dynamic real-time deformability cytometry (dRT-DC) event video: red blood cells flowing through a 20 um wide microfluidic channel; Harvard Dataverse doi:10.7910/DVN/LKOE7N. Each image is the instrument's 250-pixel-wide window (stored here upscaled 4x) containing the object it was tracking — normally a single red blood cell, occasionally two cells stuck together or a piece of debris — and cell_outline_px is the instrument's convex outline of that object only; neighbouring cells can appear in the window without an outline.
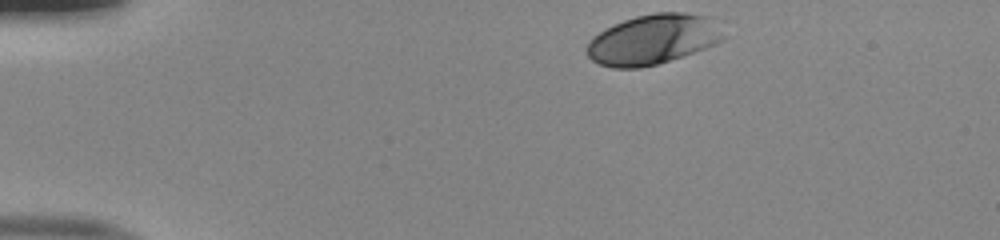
{"species": "human", "species_latin": "Homo sapiens", "temperature_condition": "room temperature", "stored_images_in_passage": 35, "camera_frame_rate_fps": 3000, "um_per_image_px": 0.085, "donor": {"sex": "male"}, "frame": {"image": 1, "passage_image": 1, "time_ms": 0.0, "image_size_px": [1000, 240], "cell_outline_px": [[728, 36], [724, 40], [716, 44], [656, 64], [640, 68], [612, 68], [600, 64], [592, 60], [588, 56], [588, 40], [592, 36], [604, 28], [624, 20], [636, 16], [656, 12], [684, 12], [712, 16]], "centroid_in_image_um": [55.55, 3.32], "position_along_channel_um": 29.5, "area_um2": 40.11}}
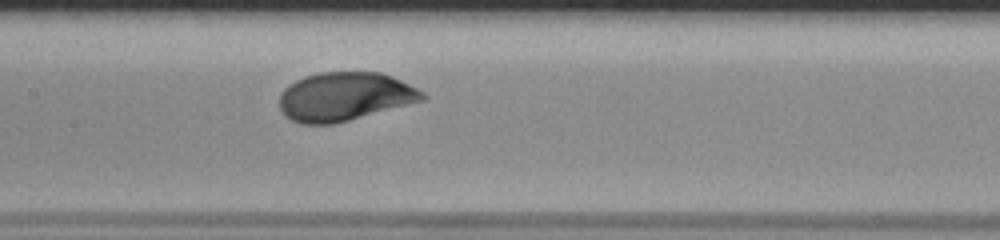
{"frame": {"image": 2, "passage_image": 18, "time_ms": 5.667, "image_size_px": [1000, 240], "cell_outline_px": [[428, 96], [424, 100], [336, 124], [300, 124], [284, 116], [280, 108], [280, 92], [288, 84], [304, 76], [320, 72], [380, 72], [392, 76], [424, 92]], "centroid_in_image_um": [29.28, 8.21], "position_along_channel_um": 178.1, "area_um2": 40.75}}
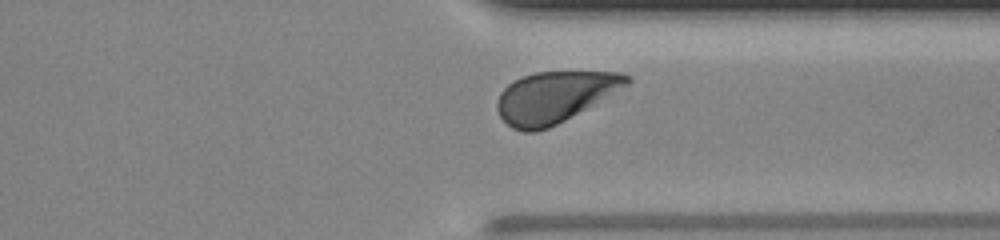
{"frame": {"image": 3, "passage_image": 32, "time_ms": 10.333, "image_size_px": [1000, 240], "cell_outline_px": [[632, 80], [628, 84], [564, 120], [548, 128], [536, 132], [524, 132], [512, 128], [500, 116], [496, 108], [496, 100], [500, 92], [508, 84], [524, 76], [536, 72], [620, 72], [628, 76]], "centroid_in_image_um": [47.08, 8.25], "position_along_channel_um": 364.3, "area_um2": 37.92}, "authors_computed_cell_mechanics": {"area_um2": 39.7086, "velocity_mm_per_s": 3.9828, "shape_relaxation_time_tau1_ms": 2.166, "shape_relaxation_time_tau2_ms": null, "deformation_change_tau1": 0.1411, "deformation_change_tau2": null}}